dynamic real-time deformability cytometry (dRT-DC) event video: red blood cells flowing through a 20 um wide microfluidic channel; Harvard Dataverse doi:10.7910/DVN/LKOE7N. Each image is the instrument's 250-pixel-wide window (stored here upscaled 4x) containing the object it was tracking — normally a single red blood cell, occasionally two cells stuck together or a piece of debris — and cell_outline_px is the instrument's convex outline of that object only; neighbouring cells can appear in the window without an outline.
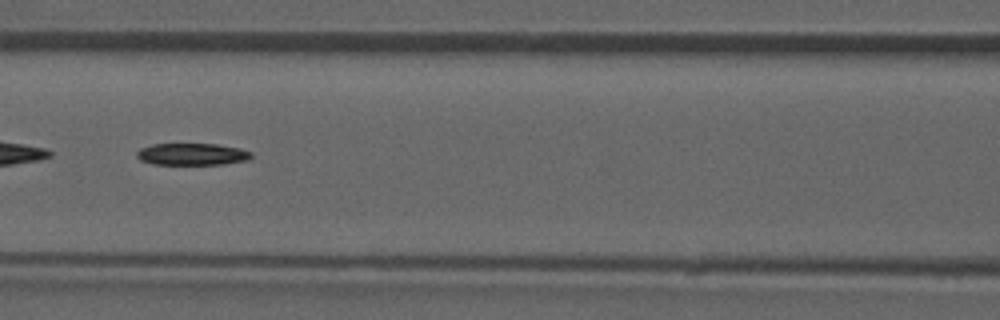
{"species": "common noctule bat (a hibernating species)", "species_latin": "Nyctalus noctula", "temperature_condition": "room temperature", "stored_images_in_passage": 52, "camera_frame_rate_fps": 3000, "um_per_image_px": 0.085, "animal": {"sex": "male", "forearm_length_mm": 52.5}, "frame": {"image": 1, "passage_image": 23, "time_ms": 7.333, "image_size_px": [1000, 320], "cell_outline_px": [[252, 156], [248, 160], [224, 164], [152, 164], [140, 160], [136, 156], [136, 152], [140, 148], [152, 144], [216, 144], [240, 148], [252, 152]], "centroid_in_image_um": [16.32, 13.1], "position_along_channel_um": 150.3, "area_um2": 14.68}, "authors_computed_cell_mechanics": {"area_um2": 15.9817, "velocity_mm_per_s": 3.9514, "shape_relaxation_time_tau1_ms": 8.4841, "shape_relaxation_time_tau2_ms": null, "deformation_change_tau1": 0.2081, "deformation_change_tau2": null}}